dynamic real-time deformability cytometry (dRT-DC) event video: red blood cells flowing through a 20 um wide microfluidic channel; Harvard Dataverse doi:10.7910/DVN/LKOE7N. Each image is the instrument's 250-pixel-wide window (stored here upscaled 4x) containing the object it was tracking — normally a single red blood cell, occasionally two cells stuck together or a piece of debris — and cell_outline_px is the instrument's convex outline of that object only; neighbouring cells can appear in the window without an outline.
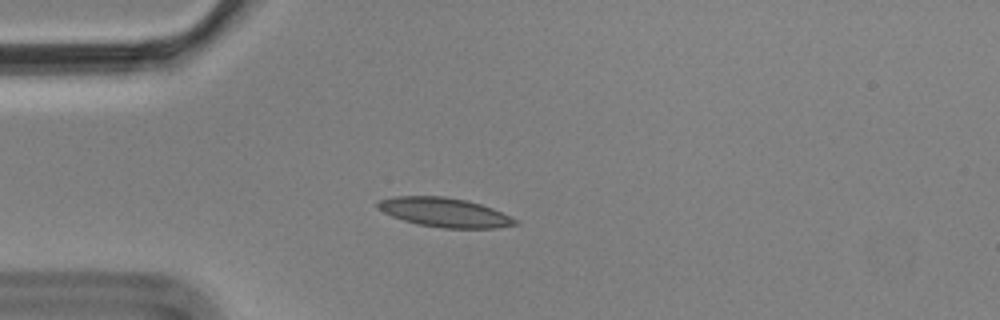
{"species": "Egyptian fruit bat (a non-hibernating species)", "species_latin": "Rousettus aegyptiacus", "temperature_condition": "cold", "stored_images_in_passage": 4, "camera_frame_rate_fps": 3000, "um_per_image_px": 0.085, "animal": {"sex": "male"}, "frame": {"image": 1, "passage_image": 4, "time_ms": 1.0, "image_size_px": [1000, 320], "cell_outline_px": [[520, 224], [496, 228], [444, 228], [416, 224], [392, 216], [376, 208], [376, 204], [380, 200], [396, 196], [444, 196], [468, 200], [492, 208], [516, 220]], "centroid_in_image_um": [37.77, 18.05], "position_along_channel_um": 47.2, "area_um2": 23.29}}